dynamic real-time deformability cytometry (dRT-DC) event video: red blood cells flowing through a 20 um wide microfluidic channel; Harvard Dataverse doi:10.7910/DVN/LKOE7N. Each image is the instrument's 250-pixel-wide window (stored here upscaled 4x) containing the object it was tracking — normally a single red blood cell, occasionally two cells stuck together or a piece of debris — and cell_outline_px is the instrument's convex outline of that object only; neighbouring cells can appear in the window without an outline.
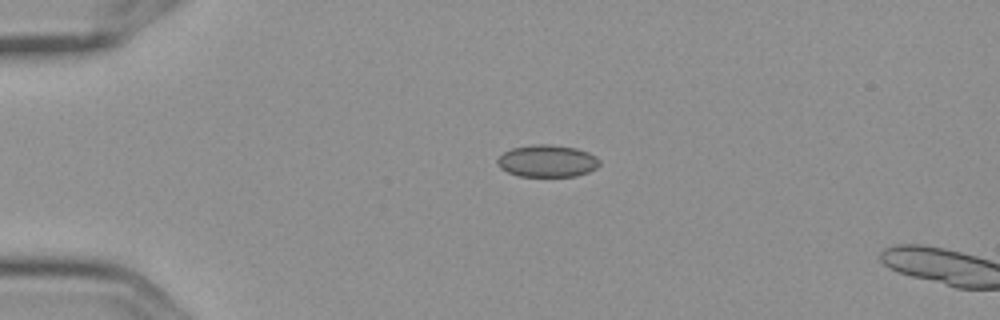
{"species": "Egyptian fruit bat (a non-hibernating species)", "species_latin": "Rousettus aegyptiacus", "temperature_condition": "cold", "stored_images_in_passage": 4, "camera_frame_rate_fps": 3000, "um_per_image_px": 0.085, "frame": {"image": 1, "passage_image": 3, "time_ms": 0.667, "image_size_px": [1000, 320], "cell_outline_px": [[600, 164], [596, 168], [588, 172], [576, 176], [520, 176], [508, 172], [500, 168], [496, 160], [504, 152], [512, 148], [532, 144], [552, 144], [576, 148], [588, 152], [596, 156], [600, 160]], "centroid_in_image_um": [46.53, 13.67], "position_along_channel_um": 38.5, "area_um2": 19.19}}